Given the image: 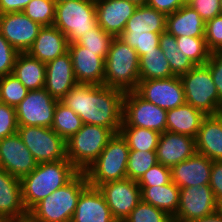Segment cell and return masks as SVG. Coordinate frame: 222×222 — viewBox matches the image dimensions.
Instances as JSON below:
<instances>
[{
  "mask_svg": "<svg viewBox=\"0 0 222 222\" xmlns=\"http://www.w3.org/2000/svg\"><path fill=\"white\" fill-rule=\"evenodd\" d=\"M219 209L209 184L194 185L180 189L179 207L173 222H186L202 218Z\"/></svg>",
  "mask_w": 222,
  "mask_h": 222,
  "instance_id": "obj_12",
  "label": "cell"
},
{
  "mask_svg": "<svg viewBox=\"0 0 222 222\" xmlns=\"http://www.w3.org/2000/svg\"><path fill=\"white\" fill-rule=\"evenodd\" d=\"M212 162L206 156L196 152L171 168V181L180 189L209 184Z\"/></svg>",
  "mask_w": 222,
  "mask_h": 222,
  "instance_id": "obj_21",
  "label": "cell"
},
{
  "mask_svg": "<svg viewBox=\"0 0 222 222\" xmlns=\"http://www.w3.org/2000/svg\"><path fill=\"white\" fill-rule=\"evenodd\" d=\"M71 222H117L102 192L88 186L80 195Z\"/></svg>",
  "mask_w": 222,
  "mask_h": 222,
  "instance_id": "obj_22",
  "label": "cell"
},
{
  "mask_svg": "<svg viewBox=\"0 0 222 222\" xmlns=\"http://www.w3.org/2000/svg\"><path fill=\"white\" fill-rule=\"evenodd\" d=\"M97 25L95 0H69L56 4L53 26L67 37L69 43L76 42Z\"/></svg>",
  "mask_w": 222,
  "mask_h": 222,
  "instance_id": "obj_8",
  "label": "cell"
},
{
  "mask_svg": "<svg viewBox=\"0 0 222 222\" xmlns=\"http://www.w3.org/2000/svg\"><path fill=\"white\" fill-rule=\"evenodd\" d=\"M197 153L212 161L222 160V120L218 115H207L195 137Z\"/></svg>",
  "mask_w": 222,
  "mask_h": 222,
  "instance_id": "obj_25",
  "label": "cell"
},
{
  "mask_svg": "<svg viewBox=\"0 0 222 222\" xmlns=\"http://www.w3.org/2000/svg\"><path fill=\"white\" fill-rule=\"evenodd\" d=\"M18 122L15 108L7 104H0V140L17 133Z\"/></svg>",
  "mask_w": 222,
  "mask_h": 222,
  "instance_id": "obj_45",
  "label": "cell"
},
{
  "mask_svg": "<svg viewBox=\"0 0 222 222\" xmlns=\"http://www.w3.org/2000/svg\"><path fill=\"white\" fill-rule=\"evenodd\" d=\"M135 91L146 101L164 110L174 109L186 103L179 76L139 81Z\"/></svg>",
  "mask_w": 222,
  "mask_h": 222,
  "instance_id": "obj_13",
  "label": "cell"
},
{
  "mask_svg": "<svg viewBox=\"0 0 222 222\" xmlns=\"http://www.w3.org/2000/svg\"><path fill=\"white\" fill-rule=\"evenodd\" d=\"M128 1L133 2L139 6V5H146L148 0H128Z\"/></svg>",
  "mask_w": 222,
  "mask_h": 222,
  "instance_id": "obj_53",
  "label": "cell"
},
{
  "mask_svg": "<svg viewBox=\"0 0 222 222\" xmlns=\"http://www.w3.org/2000/svg\"><path fill=\"white\" fill-rule=\"evenodd\" d=\"M69 52L46 63V91L56 100L61 101L77 85Z\"/></svg>",
  "mask_w": 222,
  "mask_h": 222,
  "instance_id": "obj_20",
  "label": "cell"
},
{
  "mask_svg": "<svg viewBox=\"0 0 222 222\" xmlns=\"http://www.w3.org/2000/svg\"><path fill=\"white\" fill-rule=\"evenodd\" d=\"M124 92L105 85L77 84L61 100L83 124H93L119 133Z\"/></svg>",
  "mask_w": 222,
  "mask_h": 222,
  "instance_id": "obj_1",
  "label": "cell"
},
{
  "mask_svg": "<svg viewBox=\"0 0 222 222\" xmlns=\"http://www.w3.org/2000/svg\"><path fill=\"white\" fill-rule=\"evenodd\" d=\"M113 38L101 26L97 25L87 33H84L75 43L87 48L91 52H96V55L101 56L105 60Z\"/></svg>",
  "mask_w": 222,
  "mask_h": 222,
  "instance_id": "obj_36",
  "label": "cell"
},
{
  "mask_svg": "<svg viewBox=\"0 0 222 222\" xmlns=\"http://www.w3.org/2000/svg\"><path fill=\"white\" fill-rule=\"evenodd\" d=\"M0 222H11L9 219L0 216Z\"/></svg>",
  "mask_w": 222,
  "mask_h": 222,
  "instance_id": "obj_55",
  "label": "cell"
},
{
  "mask_svg": "<svg viewBox=\"0 0 222 222\" xmlns=\"http://www.w3.org/2000/svg\"><path fill=\"white\" fill-rule=\"evenodd\" d=\"M206 116L202 111L185 103L167 110L166 131L195 138Z\"/></svg>",
  "mask_w": 222,
  "mask_h": 222,
  "instance_id": "obj_27",
  "label": "cell"
},
{
  "mask_svg": "<svg viewBox=\"0 0 222 222\" xmlns=\"http://www.w3.org/2000/svg\"><path fill=\"white\" fill-rule=\"evenodd\" d=\"M177 47L183 55L188 57L195 65H204L210 57L204 37H176Z\"/></svg>",
  "mask_w": 222,
  "mask_h": 222,
  "instance_id": "obj_35",
  "label": "cell"
},
{
  "mask_svg": "<svg viewBox=\"0 0 222 222\" xmlns=\"http://www.w3.org/2000/svg\"><path fill=\"white\" fill-rule=\"evenodd\" d=\"M14 222H38L34 218H32L29 214L26 216H23L22 218L14 221Z\"/></svg>",
  "mask_w": 222,
  "mask_h": 222,
  "instance_id": "obj_52",
  "label": "cell"
},
{
  "mask_svg": "<svg viewBox=\"0 0 222 222\" xmlns=\"http://www.w3.org/2000/svg\"><path fill=\"white\" fill-rule=\"evenodd\" d=\"M159 48L169 62L174 76L180 77L195 66L188 57L183 55V52H180V49L177 47L176 37L169 34L167 31L160 35Z\"/></svg>",
  "mask_w": 222,
  "mask_h": 222,
  "instance_id": "obj_32",
  "label": "cell"
},
{
  "mask_svg": "<svg viewBox=\"0 0 222 222\" xmlns=\"http://www.w3.org/2000/svg\"><path fill=\"white\" fill-rule=\"evenodd\" d=\"M73 72L78 84L104 85L105 60L87 48L69 43Z\"/></svg>",
  "mask_w": 222,
  "mask_h": 222,
  "instance_id": "obj_17",
  "label": "cell"
},
{
  "mask_svg": "<svg viewBox=\"0 0 222 222\" xmlns=\"http://www.w3.org/2000/svg\"><path fill=\"white\" fill-rule=\"evenodd\" d=\"M171 181V168L160 163L148 169L137 181L139 186H160Z\"/></svg>",
  "mask_w": 222,
  "mask_h": 222,
  "instance_id": "obj_43",
  "label": "cell"
},
{
  "mask_svg": "<svg viewBox=\"0 0 222 222\" xmlns=\"http://www.w3.org/2000/svg\"><path fill=\"white\" fill-rule=\"evenodd\" d=\"M184 5H189L193 0H182Z\"/></svg>",
  "mask_w": 222,
  "mask_h": 222,
  "instance_id": "obj_56",
  "label": "cell"
},
{
  "mask_svg": "<svg viewBox=\"0 0 222 222\" xmlns=\"http://www.w3.org/2000/svg\"><path fill=\"white\" fill-rule=\"evenodd\" d=\"M56 3L54 0H31L22 11L32 21L44 26H53Z\"/></svg>",
  "mask_w": 222,
  "mask_h": 222,
  "instance_id": "obj_38",
  "label": "cell"
},
{
  "mask_svg": "<svg viewBox=\"0 0 222 222\" xmlns=\"http://www.w3.org/2000/svg\"><path fill=\"white\" fill-rule=\"evenodd\" d=\"M166 22V14L147 5H139L127 21L122 33H163L166 31Z\"/></svg>",
  "mask_w": 222,
  "mask_h": 222,
  "instance_id": "obj_30",
  "label": "cell"
},
{
  "mask_svg": "<svg viewBox=\"0 0 222 222\" xmlns=\"http://www.w3.org/2000/svg\"><path fill=\"white\" fill-rule=\"evenodd\" d=\"M114 134L111 129L102 126L83 124L82 128L66 141L67 159L80 172H85Z\"/></svg>",
  "mask_w": 222,
  "mask_h": 222,
  "instance_id": "obj_6",
  "label": "cell"
},
{
  "mask_svg": "<svg viewBox=\"0 0 222 222\" xmlns=\"http://www.w3.org/2000/svg\"><path fill=\"white\" fill-rule=\"evenodd\" d=\"M217 115L222 120V105L219 107Z\"/></svg>",
  "mask_w": 222,
  "mask_h": 222,
  "instance_id": "obj_54",
  "label": "cell"
},
{
  "mask_svg": "<svg viewBox=\"0 0 222 222\" xmlns=\"http://www.w3.org/2000/svg\"><path fill=\"white\" fill-rule=\"evenodd\" d=\"M187 104L202 111L205 115H217L222 101L213 82L209 67L195 65L180 76Z\"/></svg>",
  "mask_w": 222,
  "mask_h": 222,
  "instance_id": "obj_7",
  "label": "cell"
},
{
  "mask_svg": "<svg viewBox=\"0 0 222 222\" xmlns=\"http://www.w3.org/2000/svg\"><path fill=\"white\" fill-rule=\"evenodd\" d=\"M220 4H221V13H222V0H220Z\"/></svg>",
  "mask_w": 222,
  "mask_h": 222,
  "instance_id": "obj_58",
  "label": "cell"
},
{
  "mask_svg": "<svg viewBox=\"0 0 222 222\" xmlns=\"http://www.w3.org/2000/svg\"><path fill=\"white\" fill-rule=\"evenodd\" d=\"M68 46L67 37L58 28L44 26L27 53L46 64L68 52Z\"/></svg>",
  "mask_w": 222,
  "mask_h": 222,
  "instance_id": "obj_24",
  "label": "cell"
},
{
  "mask_svg": "<svg viewBox=\"0 0 222 222\" xmlns=\"http://www.w3.org/2000/svg\"><path fill=\"white\" fill-rule=\"evenodd\" d=\"M186 222H222V211L218 209L212 214Z\"/></svg>",
  "mask_w": 222,
  "mask_h": 222,
  "instance_id": "obj_51",
  "label": "cell"
},
{
  "mask_svg": "<svg viewBox=\"0 0 222 222\" xmlns=\"http://www.w3.org/2000/svg\"><path fill=\"white\" fill-rule=\"evenodd\" d=\"M146 5L169 15L177 11L184 4L182 0H148Z\"/></svg>",
  "mask_w": 222,
  "mask_h": 222,
  "instance_id": "obj_49",
  "label": "cell"
},
{
  "mask_svg": "<svg viewBox=\"0 0 222 222\" xmlns=\"http://www.w3.org/2000/svg\"><path fill=\"white\" fill-rule=\"evenodd\" d=\"M157 163L156 151L130 150L127 162V178L138 181L148 169Z\"/></svg>",
  "mask_w": 222,
  "mask_h": 222,
  "instance_id": "obj_37",
  "label": "cell"
},
{
  "mask_svg": "<svg viewBox=\"0 0 222 222\" xmlns=\"http://www.w3.org/2000/svg\"><path fill=\"white\" fill-rule=\"evenodd\" d=\"M119 133L126 140L130 150L156 151L159 132L140 127H120Z\"/></svg>",
  "mask_w": 222,
  "mask_h": 222,
  "instance_id": "obj_34",
  "label": "cell"
},
{
  "mask_svg": "<svg viewBox=\"0 0 222 222\" xmlns=\"http://www.w3.org/2000/svg\"><path fill=\"white\" fill-rule=\"evenodd\" d=\"M26 215L20 179L0 169V216L14 222Z\"/></svg>",
  "mask_w": 222,
  "mask_h": 222,
  "instance_id": "obj_23",
  "label": "cell"
},
{
  "mask_svg": "<svg viewBox=\"0 0 222 222\" xmlns=\"http://www.w3.org/2000/svg\"><path fill=\"white\" fill-rule=\"evenodd\" d=\"M28 89L13 74L0 77L1 101L11 107L16 106L27 96Z\"/></svg>",
  "mask_w": 222,
  "mask_h": 222,
  "instance_id": "obj_39",
  "label": "cell"
},
{
  "mask_svg": "<svg viewBox=\"0 0 222 222\" xmlns=\"http://www.w3.org/2000/svg\"><path fill=\"white\" fill-rule=\"evenodd\" d=\"M204 38L211 53L222 52V14L205 22Z\"/></svg>",
  "mask_w": 222,
  "mask_h": 222,
  "instance_id": "obj_42",
  "label": "cell"
},
{
  "mask_svg": "<svg viewBox=\"0 0 222 222\" xmlns=\"http://www.w3.org/2000/svg\"><path fill=\"white\" fill-rule=\"evenodd\" d=\"M96 19L103 30L119 37L138 5L128 0H95Z\"/></svg>",
  "mask_w": 222,
  "mask_h": 222,
  "instance_id": "obj_18",
  "label": "cell"
},
{
  "mask_svg": "<svg viewBox=\"0 0 222 222\" xmlns=\"http://www.w3.org/2000/svg\"><path fill=\"white\" fill-rule=\"evenodd\" d=\"M88 186L85 172H79L65 186L37 203L28 214L38 222H71L79 197Z\"/></svg>",
  "mask_w": 222,
  "mask_h": 222,
  "instance_id": "obj_3",
  "label": "cell"
},
{
  "mask_svg": "<svg viewBox=\"0 0 222 222\" xmlns=\"http://www.w3.org/2000/svg\"><path fill=\"white\" fill-rule=\"evenodd\" d=\"M139 56L119 37H114L105 58L104 85L122 92L135 91L138 87Z\"/></svg>",
  "mask_w": 222,
  "mask_h": 222,
  "instance_id": "obj_4",
  "label": "cell"
},
{
  "mask_svg": "<svg viewBox=\"0 0 222 222\" xmlns=\"http://www.w3.org/2000/svg\"><path fill=\"white\" fill-rule=\"evenodd\" d=\"M160 35L161 33L153 32L121 33L119 38L126 42L131 48H134L140 57L146 52L154 51L159 48Z\"/></svg>",
  "mask_w": 222,
  "mask_h": 222,
  "instance_id": "obj_41",
  "label": "cell"
},
{
  "mask_svg": "<svg viewBox=\"0 0 222 222\" xmlns=\"http://www.w3.org/2000/svg\"><path fill=\"white\" fill-rule=\"evenodd\" d=\"M19 52L0 33V77L13 73Z\"/></svg>",
  "mask_w": 222,
  "mask_h": 222,
  "instance_id": "obj_44",
  "label": "cell"
},
{
  "mask_svg": "<svg viewBox=\"0 0 222 222\" xmlns=\"http://www.w3.org/2000/svg\"><path fill=\"white\" fill-rule=\"evenodd\" d=\"M98 189L117 222H123L141 201V189L137 181L129 178L103 183Z\"/></svg>",
  "mask_w": 222,
  "mask_h": 222,
  "instance_id": "obj_14",
  "label": "cell"
},
{
  "mask_svg": "<svg viewBox=\"0 0 222 222\" xmlns=\"http://www.w3.org/2000/svg\"><path fill=\"white\" fill-rule=\"evenodd\" d=\"M57 102L45 88L29 90L15 108L18 126L51 128Z\"/></svg>",
  "mask_w": 222,
  "mask_h": 222,
  "instance_id": "obj_11",
  "label": "cell"
},
{
  "mask_svg": "<svg viewBox=\"0 0 222 222\" xmlns=\"http://www.w3.org/2000/svg\"><path fill=\"white\" fill-rule=\"evenodd\" d=\"M166 120L167 110L146 101L136 91L124 94L121 127H140L163 133Z\"/></svg>",
  "mask_w": 222,
  "mask_h": 222,
  "instance_id": "obj_10",
  "label": "cell"
},
{
  "mask_svg": "<svg viewBox=\"0 0 222 222\" xmlns=\"http://www.w3.org/2000/svg\"><path fill=\"white\" fill-rule=\"evenodd\" d=\"M205 64L211 71L219 99L222 101V52H212L209 60Z\"/></svg>",
  "mask_w": 222,
  "mask_h": 222,
  "instance_id": "obj_47",
  "label": "cell"
},
{
  "mask_svg": "<svg viewBox=\"0 0 222 222\" xmlns=\"http://www.w3.org/2000/svg\"><path fill=\"white\" fill-rule=\"evenodd\" d=\"M189 5L205 22L222 14L220 0H193Z\"/></svg>",
  "mask_w": 222,
  "mask_h": 222,
  "instance_id": "obj_46",
  "label": "cell"
},
{
  "mask_svg": "<svg viewBox=\"0 0 222 222\" xmlns=\"http://www.w3.org/2000/svg\"><path fill=\"white\" fill-rule=\"evenodd\" d=\"M166 31L175 37H204L205 21L190 5H183L167 15Z\"/></svg>",
  "mask_w": 222,
  "mask_h": 222,
  "instance_id": "obj_26",
  "label": "cell"
},
{
  "mask_svg": "<svg viewBox=\"0 0 222 222\" xmlns=\"http://www.w3.org/2000/svg\"><path fill=\"white\" fill-rule=\"evenodd\" d=\"M31 0H0V14L22 12Z\"/></svg>",
  "mask_w": 222,
  "mask_h": 222,
  "instance_id": "obj_50",
  "label": "cell"
},
{
  "mask_svg": "<svg viewBox=\"0 0 222 222\" xmlns=\"http://www.w3.org/2000/svg\"><path fill=\"white\" fill-rule=\"evenodd\" d=\"M17 133L38 164L67 159L66 141L51 128L18 126Z\"/></svg>",
  "mask_w": 222,
  "mask_h": 222,
  "instance_id": "obj_9",
  "label": "cell"
},
{
  "mask_svg": "<svg viewBox=\"0 0 222 222\" xmlns=\"http://www.w3.org/2000/svg\"><path fill=\"white\" fill-rule=\"evenodd\" d=\"M141 200L161 209L173 217L179 207L180 188L170 181L160 186H139Z\"/></svg>",
  "mask_w": 222,
  "mask_h": 222,
  "instance_id": "obj_29",
  "label": "cell"
},
{
  "mask_svg": "<svg viewBox=\"0 0 222 222\" xmlns=\"http://www.w3.org/2000/svg\"><path fill=\"white\" fill-rule=\"evenodd\" d=\"M174 76L169 62L160 48L146 52L139 57L140 81L149 79H165Z\"/></svg>",
  "mask_w": 222,
  "mask_h": 222,
  "instance_id": "obj_31",
  "label": "cell"
},
{
  "mask_svg": "<svg viewBox=\"0 0 222 222\" xmlns=\"http://www.w3.org/2000/svg\"><path fill=\"white\" fill-rule=\"evenodd\" d=\"M83 126L82 119L61 101L56 104L51 129L67 141Z\"/></svg>",
  "mask_w": 222,
  "mask_h": 222,
  "instance_id": "obj_33",
  "label": "cell"
},
{
  "mask_svg": "<svg viewBox=\"0 0 222 222\" xmlns=\"http://www.w3.org/2000/svg\"><path fill=\"white\" fill-rule=\"evenodd\" d=\"M37 164L18 133L0 140V169L21 179L30 174Z\"/></svg>",
  "mask_w": 222,
  "mask_h": 222,
  "instance_id": "obj_16",
  "label": "cell"
},
{
  "mask_svg": "<svg viewBox=\"0 0 222 222\" xmlns=\"http://www.w3.org/2000/svg\"><path fill=\"white\" fill-rule=\"evenodd\" d=\"M129 146L120 133L114 134L98 158L86 169L88 184H101L127 178Z\"/></svg>",
  "mask_w": 222,
  "mask_h": 222,
  "instance_id": "obj_5",
  "label": "cell"
},
{
  "mask_svg": "<svg viewBox=\"0 0 222 222\" xmlns=\"http://www.w3.org/2000/svg\"><path fill=\"white\" fill-rule=\"evenodd\" d=\"M123 222H173V218L165 211L141 200Z\"/></svg>",
  "mask_w": 222,
  "mask_h": 222,
  "instance_id": "obj_40",
  "label": "cell"
},
{
  "mask_svg": "<svg viewBox=\"0 0 222 222\" xmlns=\"http://www.w3.org/2000/svg\"><path fill=\"white\" fill-rule=\"evenodd\" d=\"M28 90H39L45 86L46 64L31 57L27 52L19 53L12 73Z\"/></svg>",
  "mask_w": 222,
  "mask_h": 222,
  "instance_id": "obj_28",
  "label": "cell"
},
{
  "mask_svg": "<svg viewBox=\"0 0 222 222\" xmlns=\"http://www.w3.org/2000/svg\"><path fill=\"white\" fill-rule=\"evenodd\" d=\"M197 152L195 138L165 131L160 134L156 147L158 163L172 168Z\"/></svg>",
  "mask_w": 222,
  "mask_h": 222,
  "instance_id": "obj_19",
  "label": "cell"
},
{
  "mask_svg": "<svg viewBox=\"0 0 222 222\" xmlns=\"http://www.w3.org/2000/svg\"><path fill=\"white\" fill-rule=\"evenodd\" d=\"M42 27L23 12L0 14V33L19 53L31 48Z\"/></svg>",
  "mask_w": 222,
  "mask_h": 222,
  "instance_id": "obj_15",
  "label": "cell"
},
{
  "mask_svg": "<svg viewBox=\"0 0 222 222\" xmlns=\"http://www.w3.org/2000/svg\"><path fill=\"white\" fill-rule=\"evenodd\" d=\"M65 1H69V0H54V2H55L56 4H59V3L65 2Z\"/></svg>",
  "mask_w": 222,
  "mask_h": 222,
  "instance_id": "obj_57",
  "label": "cell"
},
{
  "mask_svg": "<svg viewBox=\"0 0 222 222\" xmlns=\"http://www.w3.org/2000/svg\"><path fill=\"white\" fill-rule=\"evenodd\" d=\"M79 172L68 159L37 164L30 174L20 179L27 212L52 192L65 186Z\"/></svg>",
  "mask_w": 222,
  "mask_h": 222,
  "instance_id": "obj_2",
  "label": "cell"
},
{
  "mask_svg": "<svg viewBox=\"0 0 222 222\" xmlns=\"http://www.w3.org/2000/svg\"><path fill=\"white\" fill-rule=\"evenodd\" d=\"M209 186L220 206L222 204V160L212 162Z\"/></svg>",
  "mask_w": 222,
  "mask_h": 222,
  "instance_id": "obj_48",
  "label": "cell"
}]
</instances>
